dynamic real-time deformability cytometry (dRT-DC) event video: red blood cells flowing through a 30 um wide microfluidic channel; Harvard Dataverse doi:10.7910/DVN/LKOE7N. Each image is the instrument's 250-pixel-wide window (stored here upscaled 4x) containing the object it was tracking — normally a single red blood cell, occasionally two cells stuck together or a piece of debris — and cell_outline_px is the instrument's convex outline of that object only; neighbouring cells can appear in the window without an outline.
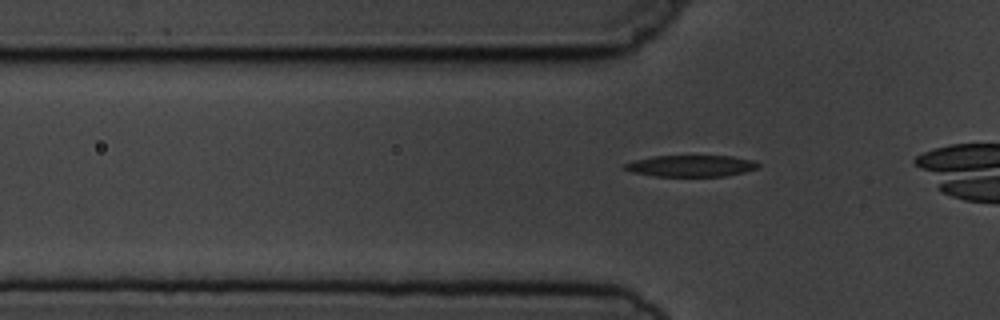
{"species": "common noctule bat (a hibernating species)", "species_latin": "Nyctalus noctula", "temperature_condition": "cold", "stored_images_in_passage": 8, "segment_of_instrument_passage": [2, 2], "camera_frame_rate_fps": 3000, "um_per_image_px": 0.085, "animal": {"sex": "male", "body_mass_g": 19.5, "forearm_length_mm": 54.6}, "frame": {"image": 1, "passage_image": 8, "time_ms": 8.0, "image_size_px": [1000, 320], "cell_outline_px": [[760, 168], [744, 172], [724, 176], [656, 176], [632, 172], [624, 168], [624, 164], [632, 160], [652, 156], [732, 156], [752, 160], [760, 164]], "centroid_in_image_um": [58.74, 14.1], "position_along_channel_um": 67.1, "area_um2": 16.7}}